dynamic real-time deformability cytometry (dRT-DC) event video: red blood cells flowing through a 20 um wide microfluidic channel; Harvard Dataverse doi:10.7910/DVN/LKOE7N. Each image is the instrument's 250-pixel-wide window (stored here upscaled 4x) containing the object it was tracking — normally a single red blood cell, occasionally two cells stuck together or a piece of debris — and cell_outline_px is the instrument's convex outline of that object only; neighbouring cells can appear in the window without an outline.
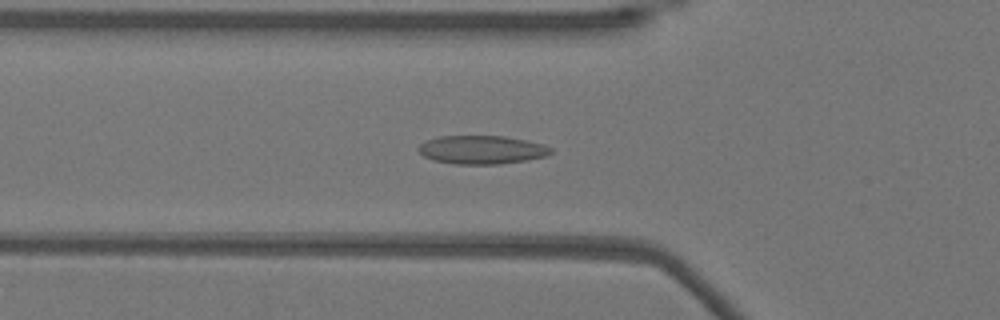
{"species": "Egyptian fruit bat (a non-hibernating species)", "species_latin": "Rousettus aegyptiacus", "temperature_condition": "warm", "stored_images_in_passage": 53, "camera_frame_rate_fps": 3000, "um_per_image_px": 0.085, "animal": {"sex": "female"}, "frame": {"image": 1, "passage_image": 18, "time_ms": 5.667, "image_size_px": [1000, 320], "cell_outline_px": [[552, 152], [544, 156], [524, 160], [500, 164], [456, 164], [436, 160], [424, 156], [416, 148], [420, 144], [436, 136], [504, 136], [544, 144], [552, 148]], "centroid_in_image_um": [40.94, 12.72], "position_along_channel_um": 84.9, "area_um2": 21.73}}
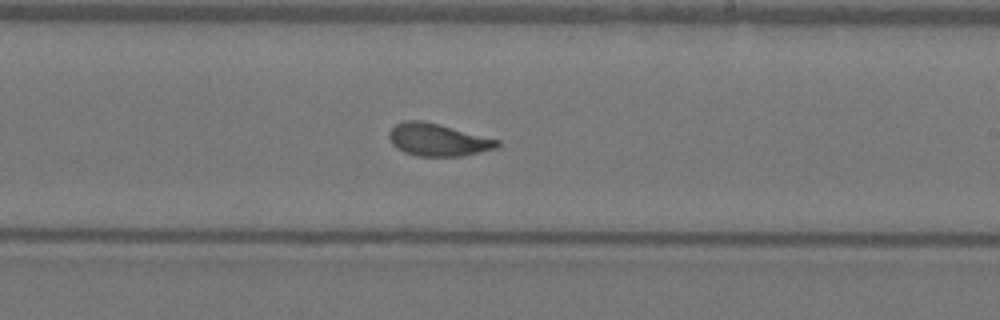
{"frame": {"image": 2, "passage_image": 31, "time_ms": 10.0, "image_size_px": [1000, 320], "cell_outline_px": [[500, 144], [496, 148], [480, 152], [460, 156], [416, 156], [404, 152], [396, 148], [392, 144], [388, 136], [388, 132], [396, 124], [404, 120], [420, 120], [440, 124], [500, 140]], "centroid_in_image_um": [37.2, 11.88], "position_along_channel_um": 251.8, "area_um2": 20.52}}
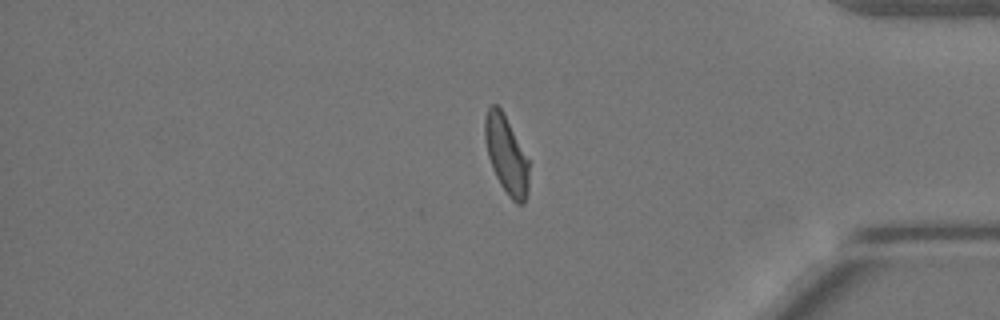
{"frame": {"image": 3, "passage_image": 44, "time_ms": 14.333, "image_size_px": [1000, 320], "cell_outline_px": [[528, 192], [524, 204], [516, 204], [508, 196], [500, 184], [492, 168], [488, 156], [484, 140], [484, 116], [488, 108], [492, 104], [496, 104], [504, 112], [528, 160]], "centroid_in_image_um": [43.01, 13.15], "position_along_channel_um": 392.2, "area_um2": 20.06}, "authors_computed_cell_mechanics": {"area_um2": 20.6346, "velocity_mm_per_s": 3.8314, "shape_relaxation_time_tau1_ms": 7.0593, "shape_relaxation_time_tau2_ms": 1.0648, "deformation_change_tau1": 0.1874, "deformation_change_tau2": 0.0786}}